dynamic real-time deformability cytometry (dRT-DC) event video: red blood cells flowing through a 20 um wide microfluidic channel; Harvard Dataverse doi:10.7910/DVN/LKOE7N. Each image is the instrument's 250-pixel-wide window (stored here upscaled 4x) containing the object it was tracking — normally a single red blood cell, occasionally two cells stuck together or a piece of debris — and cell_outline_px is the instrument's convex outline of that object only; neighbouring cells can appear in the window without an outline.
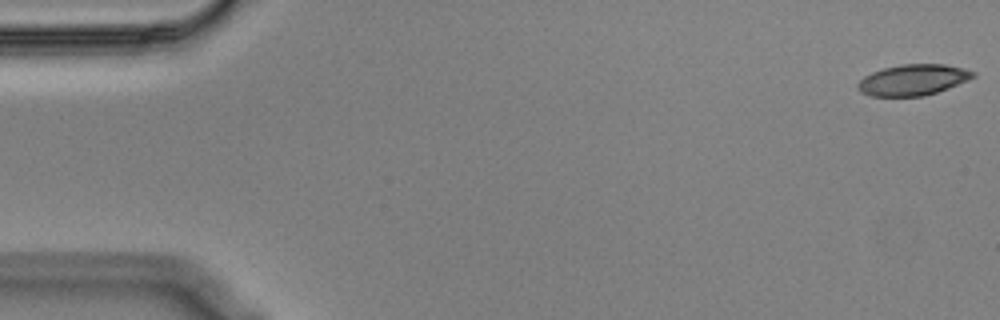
{"species": "Egyptian fruit bat (a non-hibernating species)", "species_latin": "Rousettus aegyptiacus", "temperature_condition": "cold", "stored_images_in_passage": 56, "camera_frame_rate_fps": 3000, "um_per_image_px": 0.085, "animal": {"sex": "male"}, "frame": {"image": 1, "passage_image": 1, "time_ms": 0.0, "image_size_px": [1000, 320], "cell_outline_px": [[976, 76], [968, 80], [948, 88], [924, 96], [872, 96], [860, 92], [856, 88], [856, 84], [864, 76], [872, 72], [884, 68], [900, 64], [944, 64], [964, 68], [976, 72]], "centroid_in_image_um": [77.6, 6.79], "position_along_channel_um": 7.4, "area_um2": 20.87}}
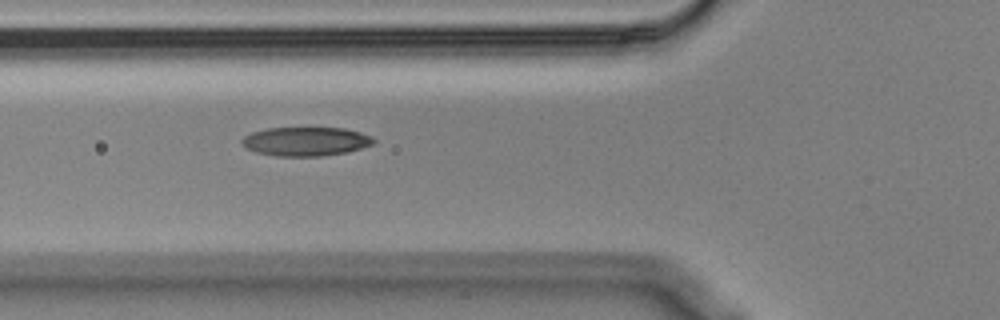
{"frame": {"image": 2, "passage_image": 20, "time_ms": 6.333, "image_size_px": [1000, 320], "cell_outline_px": [[376, 140], [372, 144], [348, 152], [320, 156], [276, 156], [256, 152], [248, 148], [240, 140], [244, 136], [252, 132], [268, 128], [344, 128], [360, 132], [372, 136]], "centroid_in_image_um": [26.01, 12.02], "position_along_channel_um": 99.8, "area_um2": 22.08}}
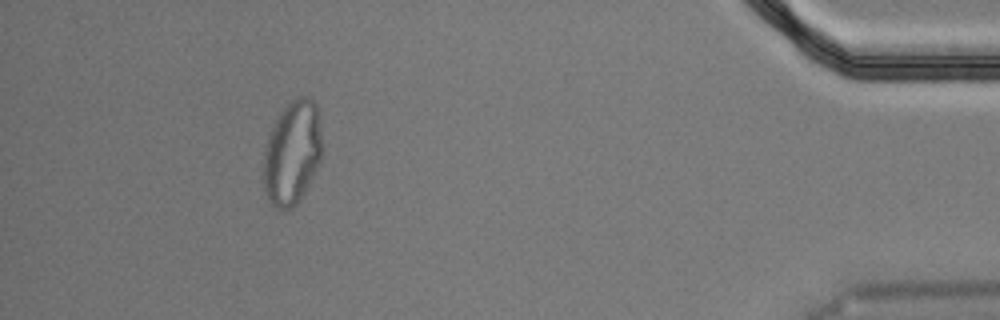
{"frame": {"image": 3, "passage_image": 51, "time_ms": 16.667, "image_size_px": [1000, 320], "cell_outline_px": [[320, 160], [308, 184], [296, 204], [292, 208], [284, 212], [276, 208], [268, 200], [264, 188], [264, 152], [268, 136], [272, 124], [280, 112], [296, 96], [308, 96], [316, 104], [320, 132]], "centroid_in_image_um": [24.8, 12.99], "position_along_channel_um": 410.4, "area_um2": 35.08}, "authors_computed_cell_mechanics": {"area_um2": 22.4264, "velocity_mm_per_s": 3.5699, "shape_relaxation_time_tau1_ms": null, "shape_relaxation_time_tau2_ms": 2.9924, "deformation_change_tau1": null, "deformation_change_tau2": 0.0673}}